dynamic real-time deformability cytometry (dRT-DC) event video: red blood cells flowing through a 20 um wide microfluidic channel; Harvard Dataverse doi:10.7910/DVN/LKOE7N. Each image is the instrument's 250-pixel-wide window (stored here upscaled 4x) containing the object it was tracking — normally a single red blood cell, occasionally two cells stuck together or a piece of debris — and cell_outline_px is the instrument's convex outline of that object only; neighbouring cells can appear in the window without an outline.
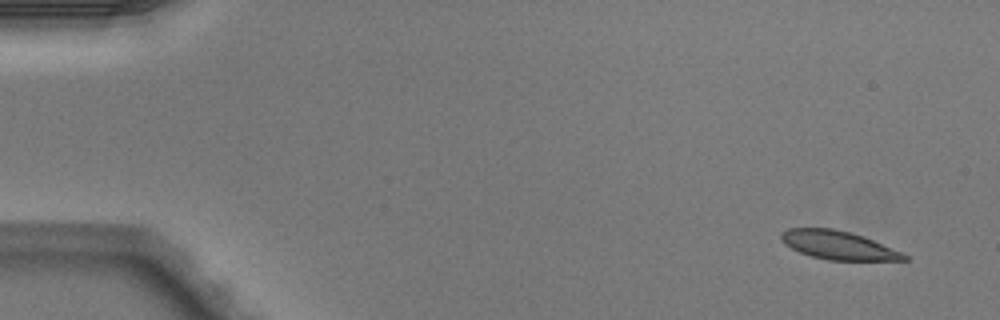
{"species": "Egyptian fruit bat (a non-hibernating species)", "species_latin": "Rousettus aegyptiacus", "temperature_condition": "warm", "stored_images_in_passage": 5, "segment_of_instrument_passage": [1, 2], "camera_frame_rate_fps": 3000, "um_per_image_px": 0.085, "animal": {"sex": "male"}, "frame": {"image": 1, "passage_image": 1, "time_ms": 0.0, "image_size_px": [1000, 320], "cell_outline_px": [[908, 260], [828, 260], [812, 256], [800, 252], [784, 244], [780, 240], [780, 232], [788, 228], [832, 228], [864, 236], [900, 252], [908, 256]], "centroid_in_image_um": [71.19, 20.83], "position_along_channel_um": 13.8, "area_um2": 20.23}}
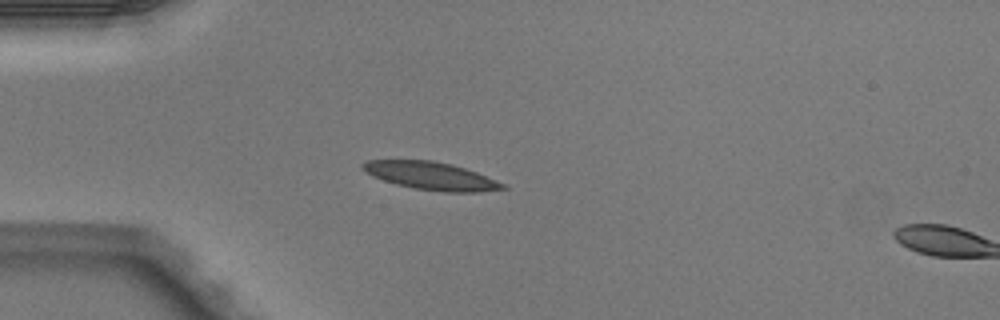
{"frame": {"image": 2, "passage_image": 4, "time_ms": 1.0, "image_size_px": [1000, 320], "cell_outline_px": [[508, 188], [480, 192], [444, 192], [416, 188], [396, 184], [372, 176], [360, 168], [360, 164], [368, 160], [432, 160], [452, 164], [476, 172], [504, 184]], "centroid_in_image_um": [36.61, 14.94], "position_along_channel_um": 48.4, "area_um2": 22.54}}